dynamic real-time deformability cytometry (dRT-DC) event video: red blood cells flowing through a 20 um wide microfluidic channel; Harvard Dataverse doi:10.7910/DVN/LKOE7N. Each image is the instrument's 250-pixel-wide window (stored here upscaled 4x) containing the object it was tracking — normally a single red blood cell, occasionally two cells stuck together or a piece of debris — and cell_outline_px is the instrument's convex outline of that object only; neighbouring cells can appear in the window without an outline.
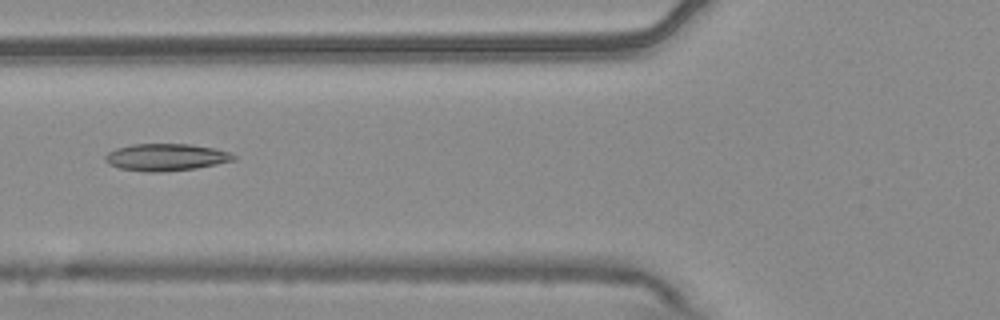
{"species": "common noctule bat (a hibernating species)", "species_latin": "Nyctalus noctula", "temperature_condition": "warm", "stored_images_in_passage": 6, "camera_frame_rate_fps": 3000, "um_per_image_px": 0.085, "animal": {"sex": "male", "body_mass_g": 20.4}, "frame": {"image": 1, "passage_image": 6, "time_ms": 1.667, "image_size_px": [1000, 320], "cell_outline_px": [[236, 160], [196, 168], [160, 172], [144, 172], [120, 168], [108, 164], [104, 160], [104, 156], [108, 152], [116, 148], [132, 144], [192, 144], [212, 148], [228, 152], [236, 156]], "centroid_in_image_um": [14.07, 13.36], "position_along_channel_um": 111.7, "area_um2": 20.29}}